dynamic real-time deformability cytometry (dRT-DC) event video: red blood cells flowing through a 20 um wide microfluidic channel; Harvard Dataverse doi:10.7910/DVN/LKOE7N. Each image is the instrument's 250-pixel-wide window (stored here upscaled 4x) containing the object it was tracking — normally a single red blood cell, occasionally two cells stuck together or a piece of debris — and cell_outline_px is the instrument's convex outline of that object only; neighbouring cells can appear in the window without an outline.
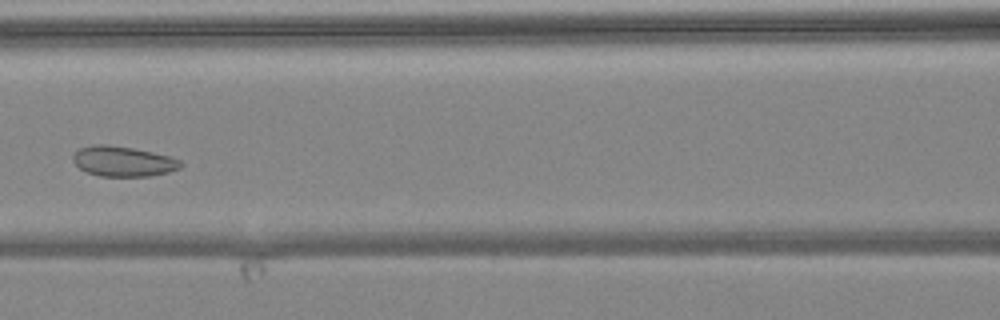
{"species": "common noctule bat (a hibernating species)", "species_latin": "Nyctalus noctula", "temperature_condition": "warm", "stored_images_in_passage": 7, "camera_frame_rate_fps": 3000, "um_per_image_px": 0.085, "animal": {"sex": "female", "body_mass_g": 24.6, "forearm_length_mm": 56.2}, "frame": {"image": 1, "passage_image": 6, "time_ms": 7.0, "image_size_px": [1000, 320], "cell_outline_px": [[184, 164], [180, 168], [168, 172], [148, 176], [100, 176], [88, 172], [80, 168], [72, 160], [72, 156], [80, 148], [92, 144], [108, 144], [132, 148], [152, 152], [168, 156], [180, 160]], "centroid_in_image_um": [10.46, 13.71], "position_along_channel_um": 156.1, "area_um2": 18.84}}
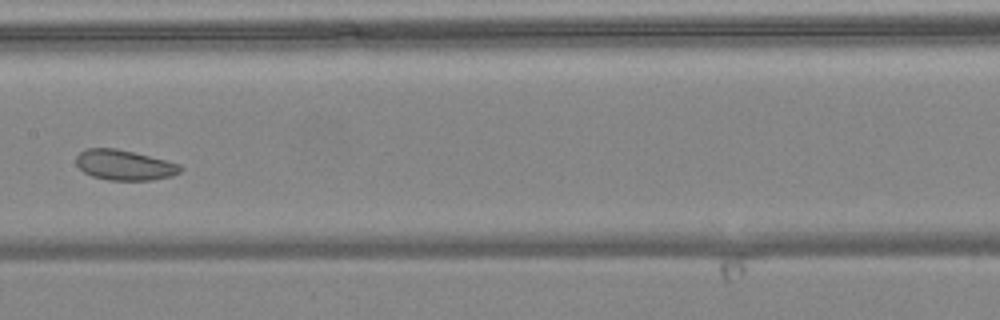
{"frame": {"image": 2, "passage_image": 7, "time_ms": 8.0, "image_size_px": [1000, 320], "cell_outline_px": [[184, 168], [180, 172], [172, 176], [152, 180], [108, 180], [92, 176], [84, 172], [76, 164], [76, 156], [84, 148], [116, 148], [180, 164]], "centroid_in_image_um": [10.56, 14.03], "position_along_channel_um": 196.8, "area_um2": 18.32}}